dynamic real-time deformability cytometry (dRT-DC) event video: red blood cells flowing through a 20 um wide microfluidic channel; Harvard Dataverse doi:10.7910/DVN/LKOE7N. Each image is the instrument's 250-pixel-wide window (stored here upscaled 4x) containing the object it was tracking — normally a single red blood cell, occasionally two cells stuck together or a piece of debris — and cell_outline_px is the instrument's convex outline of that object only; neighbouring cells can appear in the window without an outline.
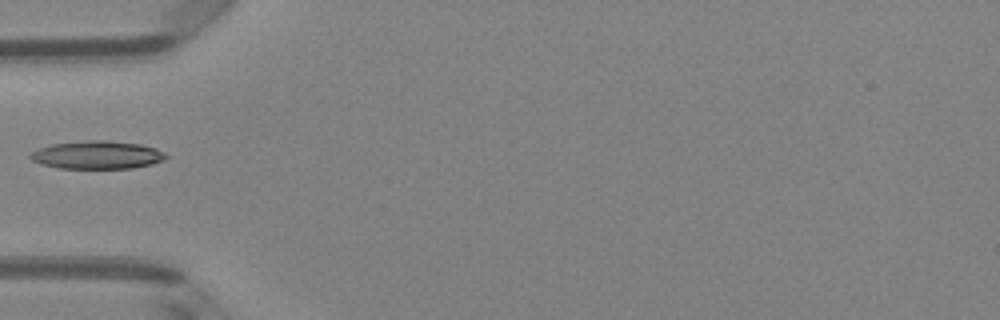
{"species": "Egyptian fruit bat (a non-hibernating species)", "species_latin": "Rousettus aegyptiacus", "temperature_condition": "room temperature", "stored_images_in_passage": 3, "camera_frame_rate_fps": 3000, "um_per_image_px": 0.085, "animal": {"sex": "female"}, "frame": {"image": 1, "passage_image": 3, "time_ms": 0.667, "image_size_px": [1000, 320], "cell_outline_px": [[168, 156], [164, 160], [152, 164], [132, 168], [60, 168], [40, 164], [32, 160], [28, 156], [32, 152], [40, 148], [52, 144], [88, 140], [104, 140], [140, 144], [156, 148], [164, 152]], "centroid_in_image_um": [8.27, 13.17], "position_along_channel_um": 76.7, "area_um2": 22.08}}